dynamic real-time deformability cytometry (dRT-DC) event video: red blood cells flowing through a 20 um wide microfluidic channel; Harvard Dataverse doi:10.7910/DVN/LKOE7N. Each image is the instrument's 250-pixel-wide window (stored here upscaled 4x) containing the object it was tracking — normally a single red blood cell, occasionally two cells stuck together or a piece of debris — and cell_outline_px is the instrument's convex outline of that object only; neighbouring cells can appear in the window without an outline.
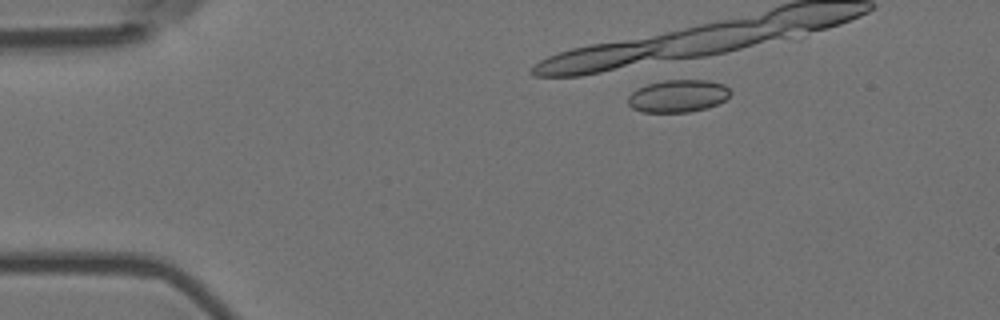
{"species": "Egyptian fruit bat (a non-hibernating species)", "species_latin": "Rousettus aegyptiacus", "temperature_condition": "room temperature", "stored_images_in_passage": 8, "camera_frame_rate_fps": 3000, "um_per_image_px": 0.085, "animal": {"sex": "female"}, "frame": {"image": 1, "passage_image": 1, "time_ms": 0.0, "image_size_px": [1000, 320], "cell_outline_px": [[732, 92], [724, 100], [708, 108], [688, 112], [644, 112], [632, 108], [628, 104], [628, 96], [636, 88], [648, 84], [664, 80], [708, 80], [724, 84]], "centroid_in_image_um": [57.62, 8.15], "position_along_channel_um": 27.4, "area_um2": 19.42}}
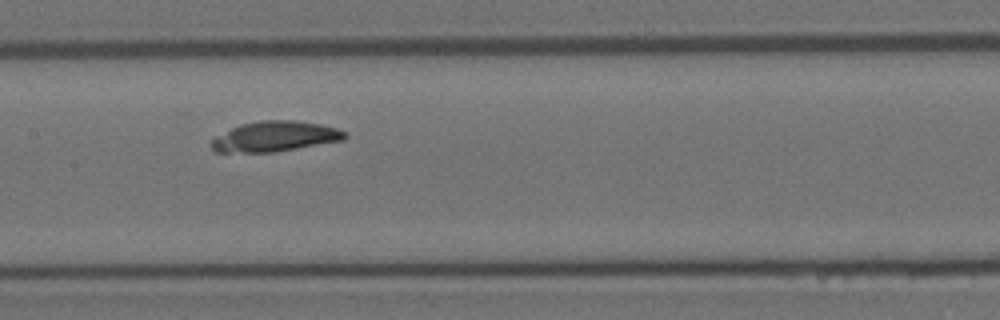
{"frame": {"image": 2, "passage_image": 7, "time_ms": 2.0, "image_size_px": [1000, 320], "cell_outline_px": [[348, 136], [344, 140], [276, 152], [216, 152], [212, 148], [212, 140], [216, 136], [240, 124], [260, 120], [296, 120], [320, 124], [336, 128], [348, 132]], "centroid_in_image_um": [23.42, 11.59], "position_along_channel_um": 184.0, "area_um2": 23.58}}
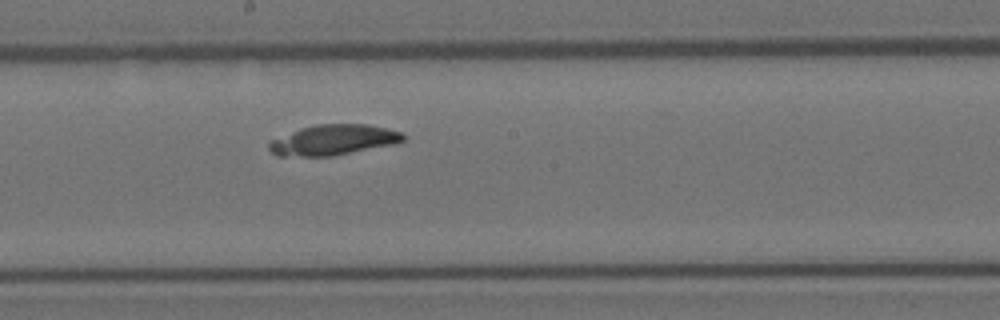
{"frame": {"image": 3, "passage_image": 8, "time_ms": 2.333, "image_size_px": [1000, 320], "cell_outline_px": [[404, 140], [396, 144], [332, 156], [276, 156], [268, 148], [268, 140], [300, 128], [316, 124], [368, 124], [400, 132], [404, 136]], "centroid_in_image_um": [28.28, 11.9], "position_along_channel_um": 219.9, "area_um2": 23.87}}